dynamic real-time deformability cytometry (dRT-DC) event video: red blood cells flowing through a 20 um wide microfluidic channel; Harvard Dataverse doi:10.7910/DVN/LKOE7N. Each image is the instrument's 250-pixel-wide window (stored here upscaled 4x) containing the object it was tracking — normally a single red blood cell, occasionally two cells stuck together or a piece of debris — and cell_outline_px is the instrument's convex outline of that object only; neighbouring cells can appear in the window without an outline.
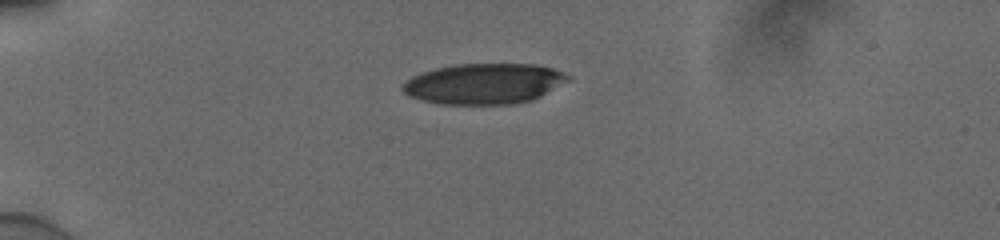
{"species": "human", "species_latin": "Homo sapiens", "temperature_condition": "cold", "stored_images_in_passage": 40, "camera_frame_rate_fps": 3000, "um_per_image_px": 0.085, "donor": {"sex": "male"}, "frame": {"image": 1, "passage_image": 1, "time_ms": 0.0, "image_size_px": [1000, 240], "cell_outline_px": [[572, 80], [532, 100], [512, 104], [440, 104], [420, 100], [408, 96], [400, 88], [400, 84], [412, 76], [436, 68], [460, 64], [532, 64], [552, 68], [564, 72], [572, 76]], "centroid_in_image_um": [41.15, 7.12], "position_along_channel_um": 43.8, "area_um2": 39.36}}
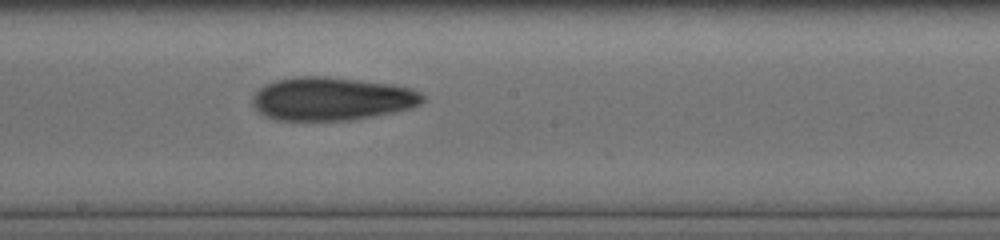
{"frame": {"image": 2, "passage_image": 18, "time_ms": 5.667, "image_size_px": [1000, 240], "cell_outline_px": [[424, 100], [420, 104], [412, 108], [372, 116], [348, 120], [276, 120], [264, 116], [252, 104], [252, 96], [260, 88], [276, 80], [296, 76], [328, 76], [392, 84], [412, 88], [420, 92], [424, 96]], "centroid_in_image_um": [28.2, 8.39], "position_along_channel_um": 220.0, "area_um2": 42.89}}
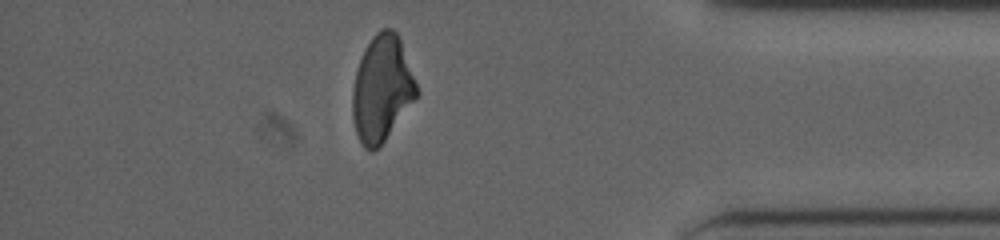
{"frame": {"image": 3, "passage_image": 34, "time_ms": 11.0, "image_size_px": [1000, 240], "cell_outline_px": [[420, 92], [384, 140], [372, 152], [364, 148], [360, 144], [356, 132], [352, 116], [352, 92], [356, 72], [364, 48], [372, 36], [380, 28], [392, 28], [396, 32], [400, 40]], "centroid_in_image_um": [32.44, 7.51], "position_along_channel_um": 402.8, "area_um2": 39.3}, "authors_computed_cell_mechanics": {"area_um2": 41.6738, "velocity_mm_per_s": 3.9068, "shape_relaxation_time_tau1_ms": null, "shape_relaxation_time_tau2_ms": 5.0532, "deformation_change_tau1": null, "deformation_change_tau2": 0.1413}}